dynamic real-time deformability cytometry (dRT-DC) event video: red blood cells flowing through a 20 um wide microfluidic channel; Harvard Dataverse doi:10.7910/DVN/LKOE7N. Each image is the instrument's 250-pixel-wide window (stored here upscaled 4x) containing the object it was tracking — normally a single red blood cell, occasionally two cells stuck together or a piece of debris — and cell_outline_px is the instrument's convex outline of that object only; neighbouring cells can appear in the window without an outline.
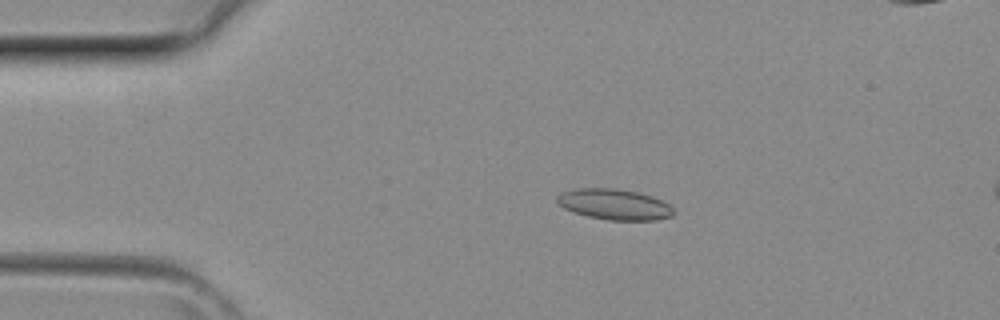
{"species": "common noctule bat (a hibernating species)", "species_latin": "Nyctalus noctula", "temperature_condition": "room temperature", "stored_images_in_passage": 4, "camera_frame_rate_fps": 3000, "um_per_image_px": 0.085, "animal": {"sex": "female", "body_mass_g": 29.2, "forearm_length_mm": 56.3}, "frame": {"image": 1, "passage_image": 1, "time_ms": 0.0, "image_size_px": [1000, 320], "cell_outline_px": [[672, 216], [656, 220], [608, 220], [588, 216], [572, 212], [564, 208], [556, 200], [556, 196], [560, 192], [576, 188], [616, 188], [636, 192], [652, 196], [668, 204], [672, 208]], "centroid_in_image_um": [52.17, 17.36], "position_along_channel_um": 32.8, "area_um2": 20.81}}
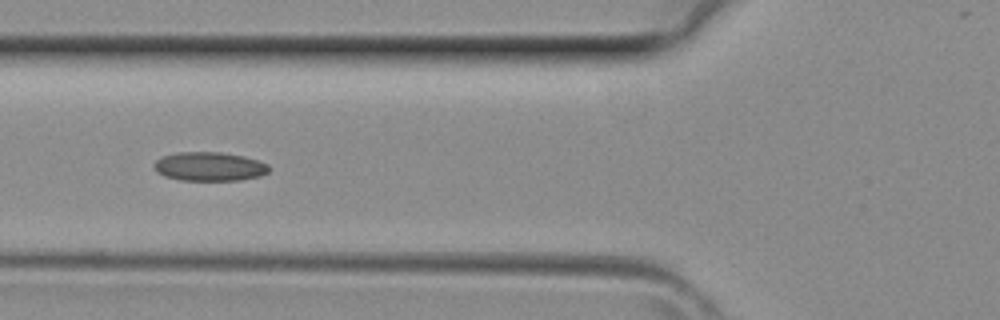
{"frame": {"image": 2, "passage_image": 3, "time_ms": 0.667, "image_size_px": [1000, 320], "cell_outline_px": [[272, 168], [268, 172], [260, 176], [240, 180], [180, 180], [164, 176], [156, 172], [152, 168], [152, 164], [160, 156], [176, 152], [220, 152], [244, 156], [268, 164]], "centroid_in_image_um": [17.76, 14.15], "position_along_channel_um": 108.0, "area_um2": 19.65}}
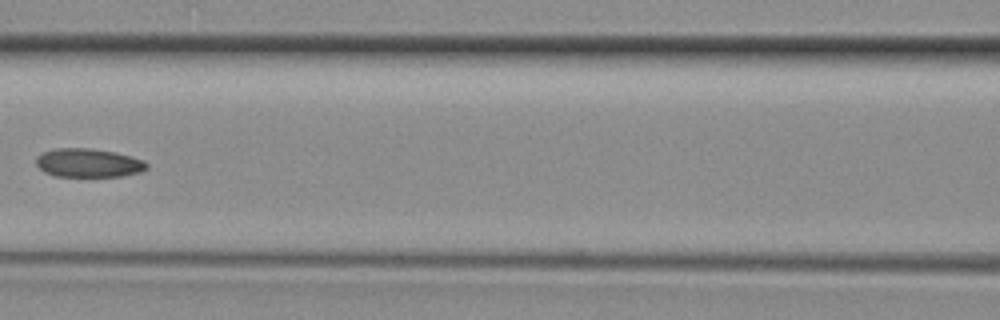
{"frame": {"image": 3, "passage_image": 4, "time_ms": 1.0, "image_size_px": [1000, 320], "cell_outline_px": [[148, 168], [140, 172], [120, 176], [56, 176], [44, 172], [36, 164], [36, 156], [44, 152], [56, 148], [88, 148], [116, 152], [144, 160], [148, 164]], "centroid_in_image_um": [7.52, 13.84], "position_along_channel_um": 159.1, "area_um2": 18.44}}